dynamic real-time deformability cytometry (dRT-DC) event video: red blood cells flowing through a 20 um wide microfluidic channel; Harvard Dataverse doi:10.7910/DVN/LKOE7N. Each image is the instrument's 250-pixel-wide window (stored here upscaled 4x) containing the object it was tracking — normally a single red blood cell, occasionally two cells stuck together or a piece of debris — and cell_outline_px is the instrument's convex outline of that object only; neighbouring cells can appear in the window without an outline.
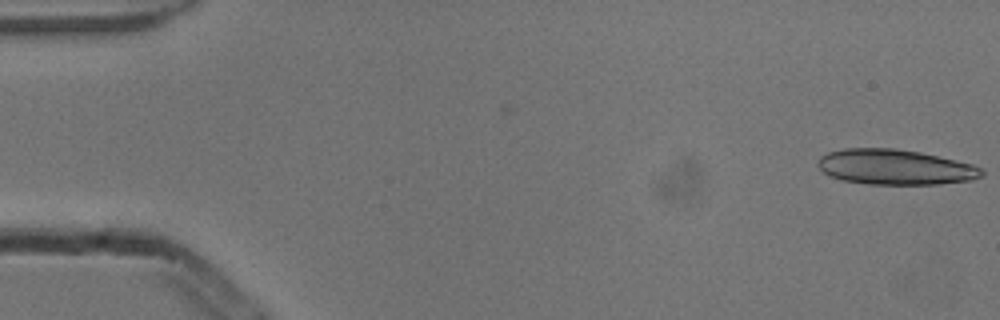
{"species": "common noctule bat (a hibernating species)", "species_latin": "Nyctalus noctula", "temperature_condition": "cold", "stored_images_in_passage": 6, "camera_frame_rate_fps": 3000, "um_per_image_px": 0.085, "animal": {"sex": "male", "body_mass_g": 13.3}, "frame": {"image": 1, "passage_image": 1, "time_ms": 0.0, "image_size_px": [1000, 320], "cell_outline_px": [[984, 176], [972, 180], [940, 184], [868, 184], [844, 180], [832, 176], [824, 172], [816, 164], [820, 156], [828, 152], [844, 148], [896, 148], [920, 152], [972, 164], [980, 168], [984, 172]], "centroid_in_image_um": [76.09, 14.2], "position_along_channel_um": 8.9, "area_um2": 33.64}}